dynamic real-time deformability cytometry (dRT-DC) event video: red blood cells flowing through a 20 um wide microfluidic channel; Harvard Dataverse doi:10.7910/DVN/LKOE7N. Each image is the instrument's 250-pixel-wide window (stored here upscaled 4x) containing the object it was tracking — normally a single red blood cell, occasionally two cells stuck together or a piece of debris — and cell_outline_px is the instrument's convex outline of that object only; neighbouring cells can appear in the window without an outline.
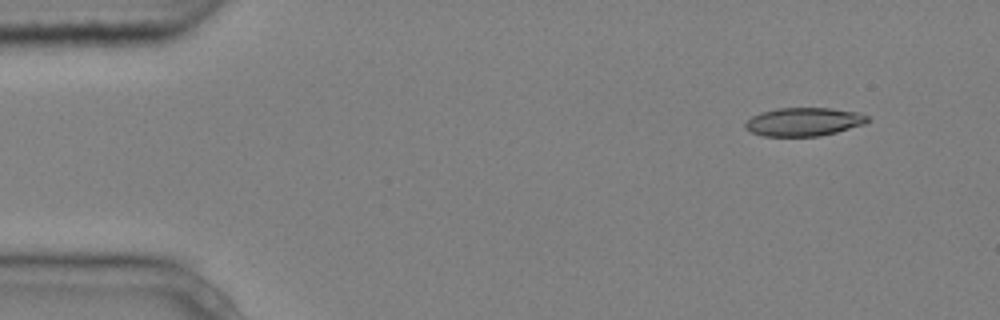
{"species": "common noctule bat (a hibernating species)", "species_latin": "Nyctalus noctula", "temperature_condition": "cold", "stored_images_in_passage": 6, "camera_frame_rate_fps": 3000, "um_per_image_px": 0.085, "animal": {"sex": "male", "body_mass_g": 20.4}, "frame": {"image": 1, "passage_image": 2, "time_ms": 0.333, "image_size_px": [1000, 320], "cell_outline_px": [[872, 120], [864, 124], [836, 132], [820, 136], [764, 136], [752, 132], [744, 128], [744, 124], [752, 116], [760, 112], [776, 108], [832, 108], [860, 112], [868, 116]], "centroid_in_image_um": [68.34, 10.34], "position_along_channel_um": 16.7, "area_um2": 20.4}}
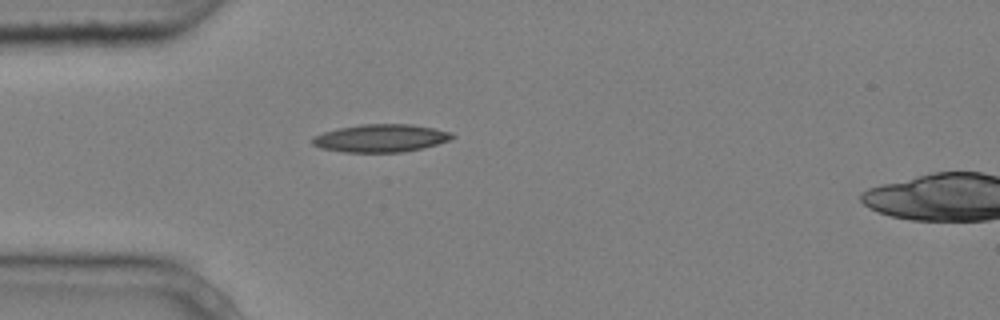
{"frame": {"image": 2, "passage_image": 5, "time_ms": 1.333, "image_size_px": [1000, 320], "cell_outline_px": [[456, 136], [448, 140], [436, 144], [404, 152], [344, 152], [320, 148], [312, 144], [312, 136], [324, 132], [340, 128], [360, 124], [412, 124], [452, 132]], "centroid_in_image_um": [32.34, 11.74], "position_along_channel_um": 52.7, "area_um2": 22.54}}